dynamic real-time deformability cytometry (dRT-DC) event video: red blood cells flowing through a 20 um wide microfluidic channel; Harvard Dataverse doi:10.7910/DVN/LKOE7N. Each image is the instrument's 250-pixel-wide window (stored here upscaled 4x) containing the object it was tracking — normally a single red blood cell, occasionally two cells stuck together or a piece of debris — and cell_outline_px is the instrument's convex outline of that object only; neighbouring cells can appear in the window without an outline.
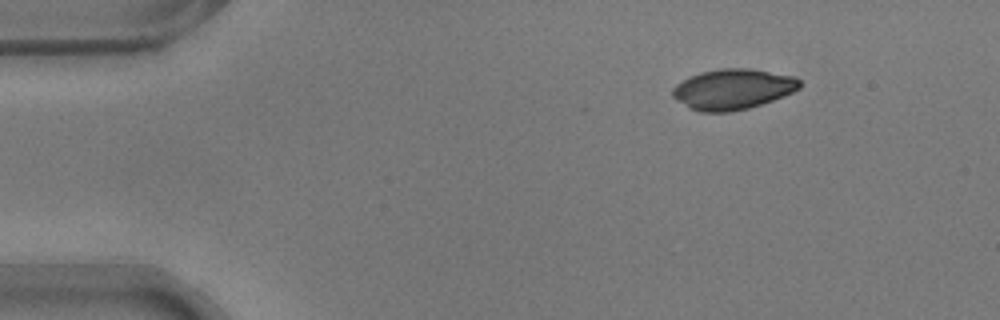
{"species": "common noctule bat (a hibernating species)", "species_latin": "Nyctalus noctula", "temperature_condition": "warm", "stored_images_in_passage": 48, "camera_frame_rate_fps": 3000, "um_per_image_px": 0.085, "animal": {"sex": "male", "body_mass_g": 17.9}, "frame": {"image": 1, "passage_image": 1, "time_ms": 0.0, "image_size_px": [1000, 320], "cell_outline_px": [[800, 88], [784, 96], [748, 108], [728, 112], [700, 112], [688, 108], [672, 96], [672, 88], [676, 84], [700, 72], [720, 68], [752, 68], [796, 76], [800, 80]], "centroid_in_image_um": [62.3, 7.57], "position_along_channel_um": 22.7, "area_um2": 30.06}}
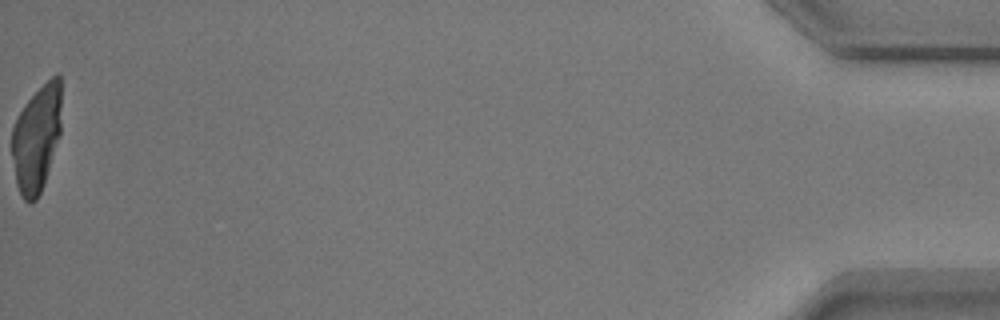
{"frame": {"image": 2, "passage_image": 48, "time_ms": 15.667, "image_size_px": [1000, 320], "cell_outline_px": [[60, 132], [44, 184], [36, 200], [32, 204], [28, 204], [20, 196], [16, 184], [12, 156], [12, 128], [24, 104], [56, 72], [60, 72]], "centroid_in_image_um": [3.09, 11.8], "position_along_channel_um": 432.1, "area_um2": 30.58}}